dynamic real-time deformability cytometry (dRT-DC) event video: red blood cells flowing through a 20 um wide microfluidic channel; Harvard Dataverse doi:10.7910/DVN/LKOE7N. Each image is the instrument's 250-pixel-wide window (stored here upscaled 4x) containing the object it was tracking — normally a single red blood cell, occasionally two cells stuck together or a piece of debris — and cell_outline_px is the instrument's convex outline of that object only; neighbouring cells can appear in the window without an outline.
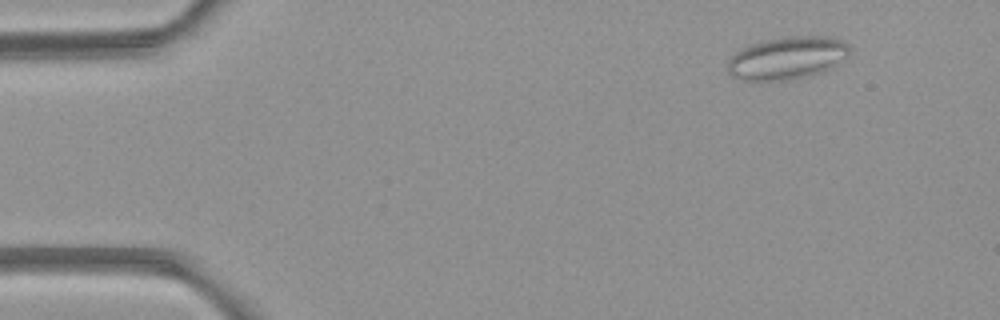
{"species": "common noctule bat (a hibernating species)", "species_latin": "Nyctalus noctula", "temperature_condition": "room temperature", "stored_images_in_passage": 5, "camera_frame_rate_fps": 3000, "um_per_image_px": 0.085, "animal": {"sex": "female", "body_mass_g": 21.9}, "frame": {"image": 1, "passage_image": 5, "time_ms": 5.333, "image_size_px": [1000, 320], "cell_outline_px": [[848, 56], [832, 68], [824, 72], [784, 80], [740, 80], [732, 76], [728, 72], [728, 60], [736, 52], [752, 44], [764, 40], [784, 36], [828, 36], [840, 40], [848, 44]], "centroid_in_image_um": [66.92, 4.92], "position_along_channel_um": 18.1, "area_um2": 30.17}}